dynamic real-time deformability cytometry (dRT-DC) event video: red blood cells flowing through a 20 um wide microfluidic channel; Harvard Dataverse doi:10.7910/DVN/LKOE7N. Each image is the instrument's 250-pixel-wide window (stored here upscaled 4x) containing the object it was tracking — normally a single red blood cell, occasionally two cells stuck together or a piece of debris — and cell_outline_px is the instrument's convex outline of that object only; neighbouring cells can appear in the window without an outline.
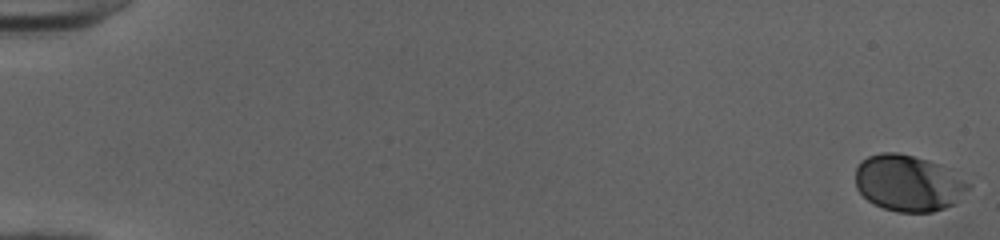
{"species": "human", "species_latin": "Homo sapiens", "temperature_condition": "cold", "stored_images_in_passage": 53, "camera_frame_rate_fps": 3000, "um_per_image_px": 0.085, "donor": {"sex": "female"}, "frame": {"image": 1, "passage_image": 1, "time_ms": 0.0, "image_size_px": [1000, 240], "cell_outline_px": [[972, 184], [956, 204], [932, 212], [896, 212], [872, 204], [856, 188], [856, 168], [860, 160], [868, 156], [880, 152], [896, 152], [928, 160], [940, 164]], "centroid_in_image_um": [77.2, 15.57], "position_along_channel_um": 7.8, "area_um2": 37.22}}
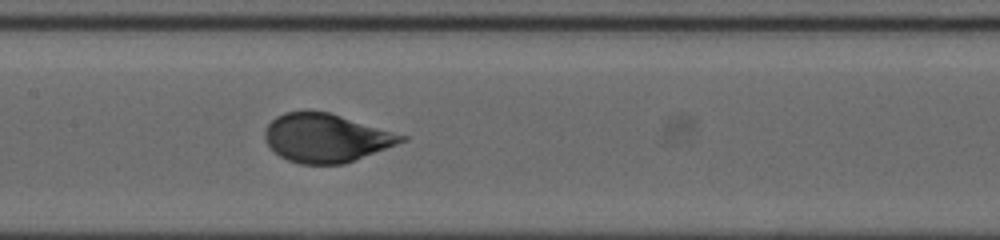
{"frame": {"image": 2, "passage_image": 28, "time_ms": 9.0, "image_size_px": [1000, 240], "cell_outline_px": [[408, 140], [344, 164], [300, 164], [288, 160], [280, 156], [268, 144], [264, 136], [264, 132], [268, 124], [276, 116], [284, 112], [308, 108], [328, 112], [408, 136]], "centroid_in_image_um": [27.7, 11.7], "position_along_channel_um": 179.7, "area_um2": 38.78}}
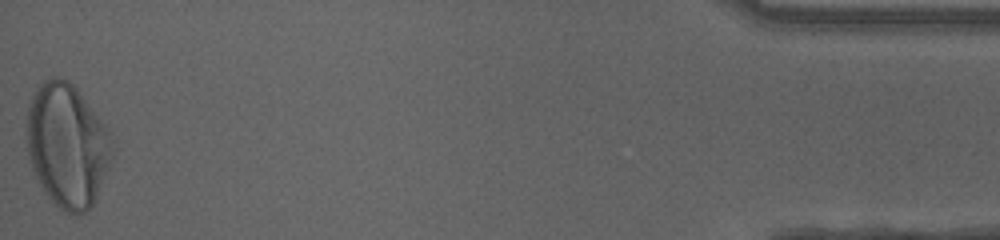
{"frame": {"image": 3, "passage_image": 53, "time_ms": 17.333, "image_size_px": [1000, 240], "cell_outline_px": [[112, 156], [96, 200], [80, 216], [76, 216], [64, 212], [44, 192], [32, 168], [28, 152], [28, 108], [32, 96], [36, 88], [44, 80], [52, 76], [60, 76], [68, 80], [76, 88], [108, 128], [112, 140]], "centroid_in_image_um": [5.72, 12.36], "position_along_channel_um": 429.5, "area_um2": 61.27}, "authors_computed_cell_mechanics": {"area_um2": 38.7838, "velocity_mm_per_s": 3.9882, "shape_relaxation_time_tau1_ms": 3.2851, "shape_relaxation_time_tau2_ms": null, "deformation_change_tau1": 0.1619, "deformation_change_tau2": null}}